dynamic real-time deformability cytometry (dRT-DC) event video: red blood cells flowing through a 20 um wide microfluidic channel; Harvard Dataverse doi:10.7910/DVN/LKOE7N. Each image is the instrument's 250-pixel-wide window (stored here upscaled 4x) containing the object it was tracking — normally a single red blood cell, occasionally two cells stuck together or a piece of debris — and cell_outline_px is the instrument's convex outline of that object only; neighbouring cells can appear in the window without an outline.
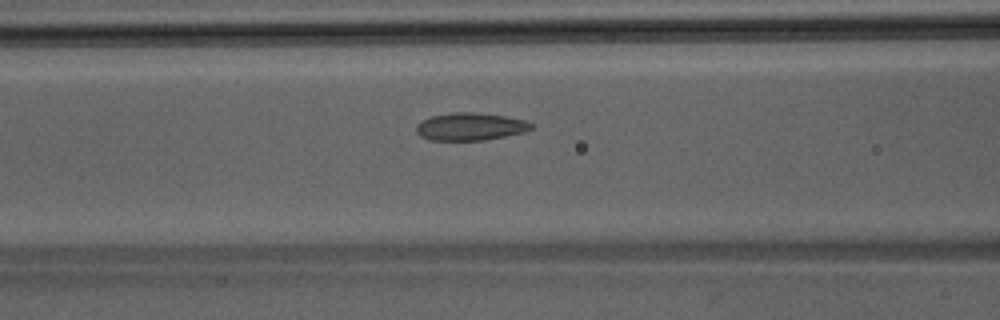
{"species": "Egyptian fruit bat (a non-hibernating species)", "species_latin": "Rousettus aegyptiacus", "temperature_condition": "room temperature", "stored_images_in_passage": 32, "camera_frame_rate_fps": 3000, "um_per_image_px": 0.085, "animal": {"sex": "male"}, "frame": {"image": 1, "passage_image": 8, "time_ms": 2.333, "image_size_px": [1000, 320], "cell_outline_px": [[536, 128], [524, 132], [484, 140], [428, 140], [420, 136], [416, 132], [416, 124], [420, 120], [432, 116], [448, 112], [476, 112], [504, 116], [524, 120], [536, 124]], "centroid_in_image_um": [39.97, 10.75], "position_along_channel_um": 126.6, "area_um2": 18.79}}
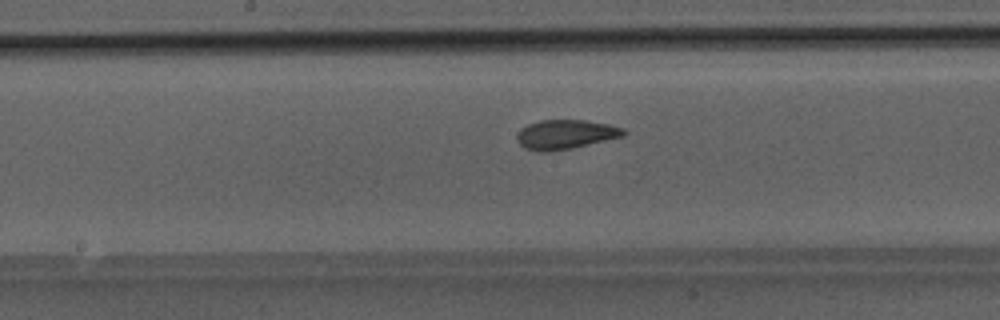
{"frame": {"image": 2, "passage_image": 13, "time_ms": 4.0, "image_size_px": [1000, 320], "cell_outline_px": [[628, 132], [624, 136], [572, 148], [548, 152], [540, 152], [524, 148], [516, 140], [516, 136], [520, 128], [528, 124], [540, 120], [584, 120], [608, 124], [624, 128]], "centroid_in_image_um": [48.05, 11.43], "position_along_channel_um": 200.1, "area_um2": 18.38}}
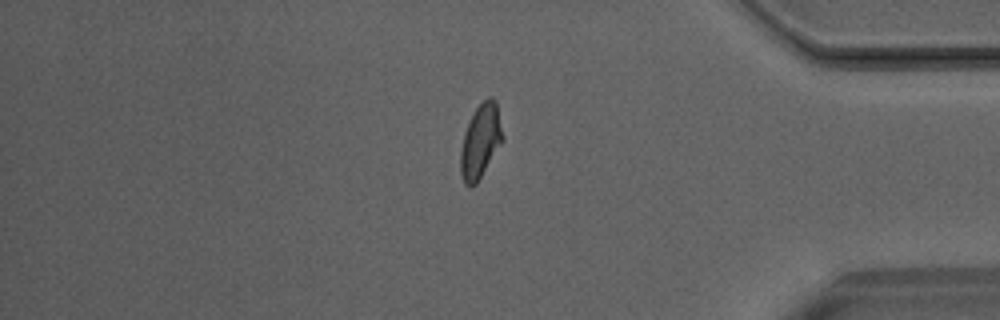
{"frame": {"image": 3, "passage_image": 28, "time_ms": 9.0, "image_size_px": [1000, 320], "cell_outline_px": [[504, 140], [476, 184], [468, 188], [464, 184], [460, 172], [460, 152], [464, 132], [476, 108], [488, 96], [492, 96], [496, 100], [504, 136]], "centroid_in_image_um": [40.85, 12.01], "position_along_channel_um": 394.3, "area_um2": 18.26}}